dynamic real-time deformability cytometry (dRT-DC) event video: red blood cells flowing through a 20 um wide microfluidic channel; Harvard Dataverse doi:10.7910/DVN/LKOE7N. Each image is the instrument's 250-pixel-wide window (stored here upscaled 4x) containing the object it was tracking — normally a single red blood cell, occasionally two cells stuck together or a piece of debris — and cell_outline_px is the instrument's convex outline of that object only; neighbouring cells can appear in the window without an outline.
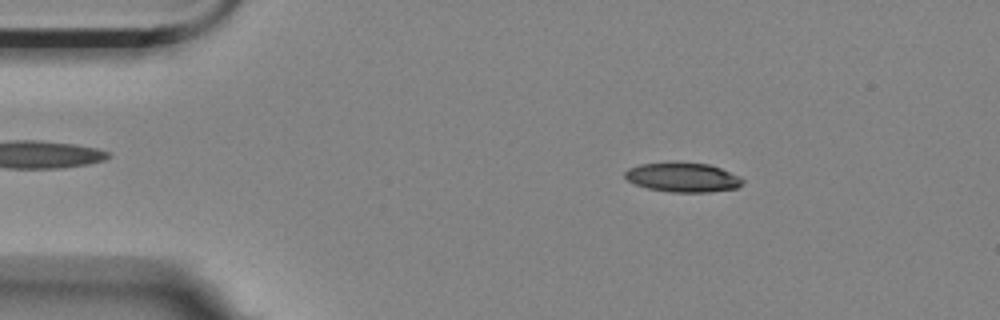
{"species": "Egyptian fruit bat (a non-hibernating species)", "species_latin": "Rousettus aegyptiacus", "temperature_condition": "room temperature", "stored_images_in_passage": 56, "camera_frame_rate_fps": 3000, "um_per_image_px": 0.085, "animal": {"sex": "female"}, "frame": {"image": 1, "passage_image": 9, "time_ms": 2.667, "image_size_px": [1000, 320], "cell_outline_px": [[744, 180], [736, 188], [708, 192], [672, 192], [648, 188], [636, 184], [628, 180], [624, 176], [624, 172], [628, 168], [640, 164], [708, 164], [720, 168], [740, 176]], "centroid_in_image_um": [58.04, 15.1], "position_along_channel_um": 27.0, "area_um2": 19.48}}
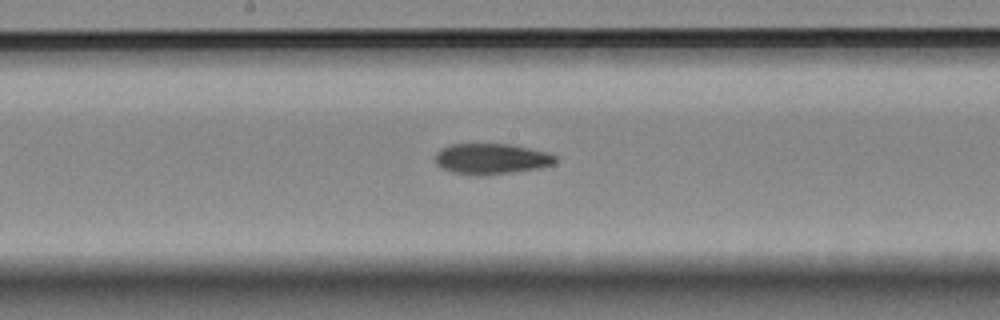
{"frame": {"image": 2, "passage_image": 29, "time_ms": 9.333, "image_size_px": [1000, 320], "cell_outline_px": [[556, 160], [552, 164], [540, 168], [512, 172], [476, 176], [452, 172], [436, 164], [436, 152], [440, 148], [452, 144], [508, 144], [528, 148], [544, 152], [556, 156]], "centroid_in_image_um": [41.72, 13.5], "position_along_channel_um": 206.5, "area_um2": 21.27}}
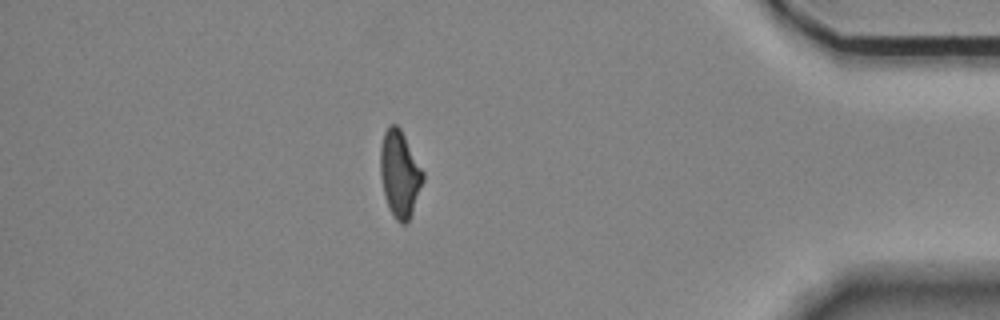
{"frame": {"image": 3, "passage_image": 49, "time_ms": 16.0, "image_size_px": [1000, 320], "cell_outline_px": [[424, 180], [412, 212], [408, 220], [404, 224], [400, 224], [396, 220], [388, 204], [384, 192], [380, 172], [380, 148], [384, 132], [388, 124], [396, 124], [400, 128], [424, 172]], "centroid_in_image_um": [33.98, 14.74], "position_along_channel_um": 401.2, "area_um2": 21.21}, "authors_computed_cell_mechanics": {"area_um2": 21.2993, "velocity_mm_per_s": 3.5204, "shape_relaxation_time_tau1_ms": null, "shape_relaxation_time_tau2_ms": 4.3404, "deformation_change_tau1": null, "deformation_change_tau2": 0.1094}}